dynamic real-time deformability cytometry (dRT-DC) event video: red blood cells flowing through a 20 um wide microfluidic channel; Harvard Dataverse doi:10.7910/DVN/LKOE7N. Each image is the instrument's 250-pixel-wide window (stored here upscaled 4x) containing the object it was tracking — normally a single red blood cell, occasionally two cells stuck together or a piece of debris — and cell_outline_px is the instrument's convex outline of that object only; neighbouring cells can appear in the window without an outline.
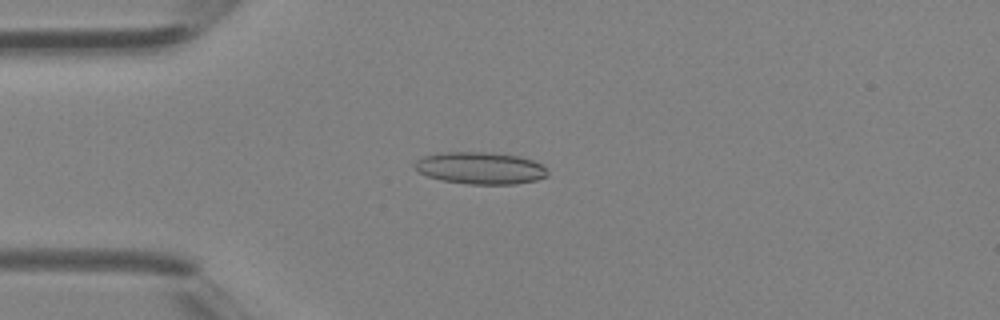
{"species": "Egyptian fruit bat (a non-hibernating species)", "species_latin": "Rousettus aegyptiacus", "temperature_condition": "room temperature", "stored_images_in_passage": 39, "camera_frame_rate_fps": 3000, "um_per_image_px": 0.085, "animal": {"sex": "female"}, "frame": {"image": 1, "passage_image": 10, "time_ms": 3.0, "image_size_px": [1000, 320], "cell_outline_px": [[548, 176], [536, 180], [516, 184], [468, 184], [440, 180], [416, 172], [416, 160], [424, 156], [440, 152], [488, 152], [520, 156], [532, 160], [548, 168]], "centroid_in_image_um": [40.84, 14.29], "position_along_channel_um": 44.2, "area_um2": 24.97}}
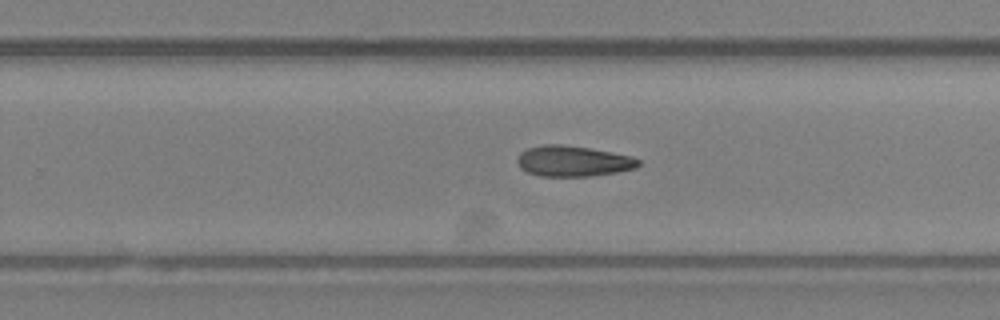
{"frame": {"image": 2, "passage_image": 25, "time_ms": 8.0, "image_size_px": [1000, 320], "cell_outline_px": [[640, 164], [636, 168], [616, 172], [588, 176], [540, 176], [528, 172], [520, 168], [516, 160], [520, 152], [528, 148], [544, 144], [560, 144], [588, 148], [612, 152], [632, 156], [640, 160]], "centroid_in_image_um": [48.7, 13.69], "position_along_channel_um": 281.1, "area_um2": 21.62}}
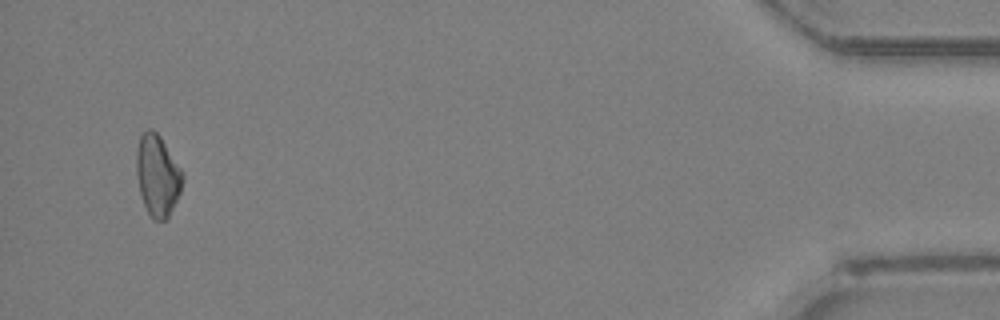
{"frame": {"image": 3, "passage_image": 38, "time_ms": 12.333, "image_size_px": [1000, 320], "cell_outline_px": [[184, 176], [180, 192], [168, 220], [152, 220], [144, 204], [140, 192], [136, 176], [136, 148], [140, 136], [148, 128], [152, 128], [160, 136], [184, 172]], "centroid_in_image_um": [13.39, 14.91], "position_along_channel_um": 421.8, "area_um2": 22.14}}